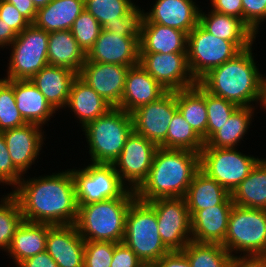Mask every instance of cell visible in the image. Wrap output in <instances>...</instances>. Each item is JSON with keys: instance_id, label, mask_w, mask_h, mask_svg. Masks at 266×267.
<instances>
[{"instance_id": "cell-1", "label": "cell", "mask_w": 266, "mask_h": 267, "mask_svg": "<svg viewBox=\"0 0 266 267\" xmlns=\"http://www.w3.org/2000/svg\"><path fill=\"white\" fill-rule=\"evenodd\" d=\"M24 179L10 193L18 201L25 221L52 226L76 223L78 204L70 169Z\"/></svg>"}, {"instance_id": "cell-2", "label": "cell", "mask_w": 266, "mask_h": 267, "mask_svg": "<svg viewBox=\"0 0 266 267\" xmlns=\"http://www.w3.org/2000/svg\"><path fill=\"white\" fill-rule=\"evenodd\" d=\"M199 169V153L159 147L147 178L135 190L136 198L149 202L158 198L185 197Z\"/></svg>"}, {"instance_id": "cell-3", "label": "cell", "mask_w": 266, "mask_h": 267, "mask_svg": "<svg viewBox=\"0 0 266 267\" xmlns=\"http://www.w3.org/2000/svg\"><path fill=\"white\" fill-rule=\"evenodd\" d=\"M254 60L250 46L221 66L211 69L198 83L210 94L238 107H254L251 103L259 101L263 75Z\"/></svg>"}, {"instance_id": "cell-4", "label": "cell", "mask_w": 266, "mask_h": 267, "mask_svg": "<svg viewBox=\"0 0 266 267\" xmlns=\"http://www.w3.org/2000/svg\"><path fill=\"white\" fill-rule=\"evenodd\" d=\"M136 199L135 190L127 189L120 197L78 205L75 223L85 241L121 243L125 233L126 214Z\"/></svg>"}, {"instance_id": "cell-5", "label": "cell", "mask_w": 266, "mask_h": 267, "mask_svg": "<svg viewBox=\"0 0 266 267\" xmlns=\"http://www.w3.org/2000/svg\"><path fill=\"white\" fill-rule=\"evenodd\" d=\"M82 131L89 145L90 163L113 164L134 131L132 116L121 108L112 107Z\"/></svg>"}, {"instance_id": "cell-6", "label": "cell", "mask_w": 266, "mask_h": 267, "mask_svg": "<svg viewBox=\"0 0 266 267\" xmlns=\"http://www.w3.org/2000/svg\"><path fill=\"white\" fill-rule=\"evenodd\" d=\"M142 262L156 263L170 250L164 245L158 232L154 208L148 203L135 199L126 214L123 241Z\"/></svg>"}, {"instance_id": "cell-7", "label": "cell", "mask_w": 266, "mask_h": 267, "mask_svg": "<svg viewBox=\"0 0 266 267\" xmlns=\"http://www.w3.org/2000/svg\"><path fill=\"white\" fill-rule=\"evenodd\" d=\"M253 43H232L212 35L199 23L188 33L187 60L198 82L211 69L221 66Z\"/></svg>"}, {"instance_id": "cell-8", "label": "cell", "mask_w": 266, "mask_h": 267, "mask_svg": "<svg viewBox=\"0 0 266 267\" xmlns=\"http://www.w3.org/2000/svg\"><path fill=\"white\" fill-rule=\"evenodd\" d=\"M223 246L232 257L233 252L266 254V210L233 204Z\"/></svg>"}, {"instance_id": "cell-9", "label": "cell", "mask_w": 266, "mask_h": 267, "mask_svg": "<svg viewBox=\"0 0 266 267\" xmlns=\"http://www.w3.org/2000/svg\"><path fill=\"white\" fill-rule=\"evenodd\" d=\"M48 38L49 33L30 24L16 39L11 46V56L4 79L30 80L42 68L48 64Z\"/></svg>"}, {"instance_id": "cell-10", "label": "cell", "mask_w": 266, "mask_h": 267, "mask_svg": "<svg viewBox=\"0 0 266 267\" xmlns=\"http://www.w3.org/2000/svg\"><path fill=\"white\" fill-rule=\"evenodd\" d=\"M236 149L203 147L200 152V169L230 194L260 160L258 157L243 155Z\"/></svg>"}, {"instance_id": "cell-11", "label": "cell", "mask_w": 266, "mask_h": 267, "mask_svg": "<svg viewBox=\"0 0 266 267\" xmlns=\"http://www.w3.org/2000/svg\"><path fill=\"white\" fill-rule=\"evenodd\" d=\"M70 170L78 205L118 198L128 189L113 164L91 163L83 169Z\"/></svg>"}, {"instance_id": "cell-12", "label": "cell", "mask_w": 266, "mask_h": 267, "mask_svg": "<svg viewBox=\"0 0 266 267\" xmlns=\"http://www.w3.org/2000/svg\"><path fill=\"white\" fill-rule=\"evenodd\" d=\"M148 203L156 212L164 245L170 251H182L192 241L191 216L185 197L158 198Z\"/></svg>"}, {"instance_id": "cell-13", "label": "cell", "mask_w": 266, "mask_h": 267, "mask_svg": "<svg viewBox=\"0 0 266 267\" xmlns=\"http://www.w3.org/2000/svg\"><path fill=\"white\" fill-rule=\"evenodd\" d=\"M158 148L156 144L134 131L127 138L113 165L120 180L129 189L136 190L147 178Z\"/></svg>"}, {"instance_id": "cell-14", "label": "cell", "mask_w": 266, "mask_h": 267, "mask_svg": "<svg viewBox=\"0 0 266 267\" xmlns=\"http://www.w3.org/2000/svg\"><path fill=\"white\" fill-rule=\"evenodd\" d=\"M176 111V91H168L159 100L131 113L134 132L165 149L169 124Z\"/></svg>"}, {"instance_id": "cell-15", "label": "cell", "mask_w": 266, "mask_h": 267, "mask_svg": "<svg viewBox=\"0 0 266 267\" xmlns=\"http://www.w3.org/2000/svg\"><path fill=\"white\" fill-rule=\"evenodd\" d=\"M139 63L167 91L188 89L197 83L187 53H140Z\"/></svg>"}, {"instance_id": "cell-16", "label": "cell", "mask_w": 266, "mask_h": 267, "mask_svg": "<svg viewBox=\"0 0 266 267\" xmlns=\"http://www.w3.org/2000/svg\"><path fill=\"white\" fill-rule=\"evenodd\" d=\"M129 68V66L86 60L77 76L112 107H118Z\"/></svg>"}, {"instance_id": "cell-17", "label": "cell", "mask_w": 266, "mask_h": 267, "mask_svg": "<svg viewBox=\"0 0 266 267\" xmlns=\"http://www.w3.org/2000/svg\"><path fill=\"white\" fill-rule=\"evenodd\" d=\"M139 41L132 36H121L101 30L95 44L86 53V60L132 67L139 64Z\"/></svg>"}, {"instance_id": "cell-18", "label": "cell", "mask_w": 266, "mask_h": 267, "mask_svg": "<svg viewBox=\"0 0 266 267\" xmlns=\"http://www.w3.org/2000/svg\"><path fill=\"white\" fill-rule=\"evenodd\" d=\"M46 251L59 267H84L85 240L75 224L51 226Z\"/></svg>"}, {"instance_id": "cell-19", "label": "cell", "mask_w": 266, "mask_h": 267, "mask_svg": "<svg viewBox=\"0 0 266 267\" xmlns=\"http://www.w3.org/2000/svg\"><path fill=\"white\" fill-rule=\"evenodd\" d=\"M43 127L27 123L23 126L3 131L4 139L8 147L14 166L22 173L35 163L43 146Z\"/></svg>"}, {"instance_id": "cell-20", "label": "cell", "mask_w": 266, "mask_h": 267, "mask_svg": "<svg viewBox=\"0 0 266 267\" xmlns=\"http://www.w3.org/2000/svg\"><path fill=\"white\" fill-rule=\"evenodd\" d=\"M233 204L230 195L222 204L197 210L191 216L192 241L223 245Z\"/></svg>"}, {"instance_id": "cell-21", "label": "cell", "mask_w": 266, "mask_h": 267, "mask_svg": "<svg viewBox=\"0 0 266 267\" xmlns=\"http://www.w3.org/2000/svg\"><path fill=\"white\" fill-rule=\"evenodd\" d=\"M167 92L139 63L130 67L127 72L118 108L131 114L137 108L159 100Z\"/></svg>"}, {"instance_id": "cell-22", "label": "cell", "mask_w": 266, "mask_h": 267, "mask_svg": "<svg viewBox=\"0 0 266 267\" xmlns=\"http://www.w3.org/2000/svg\"><path fill=\"white\" fill-rule=\"evenodd\" d=\"M193 0H156L145 13L144 23H157L187 34L199 22V9Z\"/></svg>"}, {"instance_id": "cell-23", "label": "cell", "mask_w": 266, "mask_h": 267, "mask_svg": "<svg viewBox=\"0 0 266 267\" xmlns=\"http://www.w3.org/2000/svg\"><path fill=\"white\" fill-rule=\"evenodd\" d=\"M5 80L14 88L16 106L27 123L42 127L56 113V110L30 80Z\"/></svg>"}, {"instance_id": "cell-24", "label": "cell", "mask_w": 266, "mask_h": 267, "mask_svg": "<svg viewBox=\"0 0 266 267\" xmlns=\"http://www.w3.org/2000/svg\"><path fill=\"white\" fill-rule=\"evenodd\" d=\"M77 74L67 68L47 65L35 74L30 81L44 95L50 105L58 111L65 108L70 87Z\"/></svg>"}, {"instance_id": "cell-25", "label": "cell", "mask_w": 266, "mask_h": 267, "mask_svg": "<svg viewBox=\"0 0 266 267\" xmlns=\"http://www.w3.org/2000/svg\"><path fill=\"white\" fill-rule=\"evenodd\" d=\"M66 107L74 112L82 124V129L112 108L104 98L78 76L71 84Z\"/></svg>"}, {"instance_id": "cell-26", "label": "cell", "mask_w": 266, "mask_h": 267, "mask_svg": "<svg viewBox=\"0 0 266 267\" xmlns=\"http://www.w3.org/2000/svg\"><path fill=\"white\" fill-rule=\"evenodd\" d=\"M186 32L157 23H143L140 53H187Z\"/></svg>"}, {"instance_id": "cell-27", "label": "cell", "mask_w": 266, "mask_h": 267, "mask_svg": "<svg viewBox=\"0 0 266 267\" xmlns=\"http://www.w3.org/2000/svg\"><path fill=\"white\" fill-rule=\"evenodd\" d=\"M84 10V0H51L37 9L33 24L48 33L70 30Z\"/></svg>"}, {"instance_id": "cell-28", "label": "cell", "mask_w": 266, "mask_h": 267, "mask_svg": "<svg viewBox=\"0 0 266 267\" xmlns=\"http://www.w3.org/2000/svg\"><path fill=\"white\" fill-rule=\"evenodd\" d=\"M48 64L67 68L77 75L86 61V53L70 30L49 33Z\"/></svg>"}, {"instance_id": "cell-29", "label": "cell", "mask_w": 266, "mask_h": 267, "mask_svg": "<svg viewBox=\"0 0 266 267\" xmlns=\"http://www.w3.org/2000/svg\"><path fill=\"white\" fill-rule=\"evenodd\" d=\"M51 226L25 220L20 224L6 251L17 266L25 259L46 251L47 233Z\"/></svg>"}, {"instance_id": "cell-30", "label": "cell", "mask_w": 266, "mask_h": 267, "mask_svg": "<svg viewBox=\"0 0 266 267\" xmlns=\"http://www.w3.org/2000/svg\"><path fill=\"white\" fill-rule=\"evenodd\" d=\"M206 31L232 43H253L256 34L242 20L213 10L205 14L199 11V22Z\"/></svg>"}, {"instance_id": "cell-31", "label": "cell", "mask_w": 266, "mask_h": 267, "mask_svg": "<svg viewBox=\"0 0 266 267\" xmlns=\"http://www.w3.org/2000/svg\"><path fill=\"white\" fill-rule=\"evenodd\" d=\"M176 103L177 110L205 143L208 122L205 89L197 82L191 88L176 90Z\"/></svg>"}, {"instance_id": "cell-32", "label": "cell", "mask_w": 266, "mask_h": 267, "mask_svg": "<svg viewBox=\"0 0 266 267\" xmlns=\"http://www.w3.org/2000/svg\"><path fill=\"white\" fill-rule=\"evenodd\" d=\"M231 194L213 178L199 169L185 195L190 216L197 210L222 204Z\"/></svg>"}, {"instance_id": "cell-33", "label": "cell", "mask_w": 266, "mask_h": 267, "mask_svg": "<svg viewBox=\"0 0 266 267\" xmlns=\"http://www.w3.org/2000/svg\"><path fill=\"white\" fill-rule=\"evenodd\" d=\"M231 197L234 205L266 210V159L260 158Z\"/></svg>"}, {"instance_id": "cell-34", "label": "cell", "mask_w": 266, "mask_h": 267, "mask_svg": "<svg viewBox=\"0 0 266 267\" xmlns=\"http://www.w3.org/2000/svg\"><path fill=\"white\" fill-rule=\"evenodd\" d=\"M255 107H238L204 144V147L235 148L246 134L254 116ZM237 145V146H236Z\"/></svg>"}, {"instance_id": "cell-35", "label": "cell", "mask_w": 266, "mask_h": 267, "mask_svg": "<svg viewBox=\"0 0 266 267\" xmlns=\"http://www.w3.org/2000/svg\"><path fill=\"white\" fill-rule=\"evenodd\" d=\"M191 267H230L232 255L222 244L190 241L182 250Z\"/></svg>"}, {"instance_id": "cell-36", "label": "cell", "mask_w": 266, "mask_h": 267, "mask_svg": "<svg viewBox=\"0 0 266 267\" xmlns=\"http://www.w3.org/2000/svg\"><path fill=\"white\" fill-rule=\"evenodd\" d=\"M204 144V140L177 110L169 124L165 149L188 150L200 154Z\"/></svg>"}, {"instance_id": "cell-37", "label": "cell", "mask_w": 266, "mask_h": 267, "mask_svg": "<svg viewBox=\"0 0 266 267\" xmlns=\"http://www.w3.org/2000/svg\"><path fill=\"white\" fill-rule=\"evenodd\" d=\"M0 203V249L7 251L24 219L18 201L11 193H7Z\"/></svg>"}, {"instance_id": "cell-38", "label": "cell", "mask_w": 266, "mask_h": 267, "mask_svg": "<svg viewBox=\"0 0 266 267\" xmlns=\"http://www.w3.org/2000/svg\"><path fill=\"white\" fill-rule=\"evenodd\" d=\"M132 0H84V9L92 14L102 26L115 22L134 6Z\"/></svg>"}, {"instance_id": "cell-39", "label": "cell", "mask_w": 266, "mask_h": 267, "mask_svg": "<svg viewBox=\"0 0 266 267\" xmlns=\"http://www.w3.org/2000/svg\"><path fill=\"white\" fill-rule=\"evenodd\" d=\"M27 124L19 112L14 97V88L0 80V132Z\"/></svg>"}, {"instance_id": "cell-40", "label": "cell", "mask_w": 266, "mask_h": 267, "mask_svg": "<svg viewBox=\"0 0 266 267\" xmlns=\"http://www.w3.org/2000/svg\"><path fill=\"white\" fill-rule=\"evenodd\" d=\"M205 104L207 107V140L228 121L238 106L224 98L210 94L205 90Z\"/></svg>"}, {"instance_id": "cell-41", "label": "cell", "mask_w": 266, "mask_h": 267, "mask_svg": "<svg viewBox=\"0 0 266 267\" xmlns=\"http://www.w3.org/2000/svg\"><path fill=\"white\" fill-rule=\"evenodd\" d=\"M143 11L138 5H134L123 17L117 18V21L104 23L102 30L121 36H132L140 42L145 19V12Z\"/></svg>"}, {"instance_id": "cell-42", "label": "cell", "mask_w": 266, "mask_h": 267, "mask_svg": "<svg viewBox=\"0 0 266 267\" xmlns=\"http://www.w3.org/2000/svg\"><path fill=\"white\" fill-rule=\"evenodd\" d=\"M102 30V26L96 18L85 9L74 21L70 31L77 40L79 46L87 53L95 44Z\"/></svg>"}, {"instance_id": "cell-43", "label": "cell", "mask_w": 266, "mask_h": 267, "mask_svg": "<svg viewBox=\"0 0 266 267\" xmlns=\"http://www.w3.org/2000/svg\"><path fill=\"white\" fill-rule=\"evenodd\" d=\"M114 242L85 241L84 267H110Z\"/></svg>"}, {"instance_id": "cell-44", "label": "cell", "mask_w": 266, "mask_h": 267, "mask_svg": "<svg viewBox=\"0 0 266 267\" xmlns=\"http://www.w3.org/2000/svg\"><path fill=\"white\" fill-rule=\"evenodd\" d=\"M24 176L13 164L3 132H0V183L13 185V188Z\"/></svg>"}, {"instance_id": "cell-45", "label": "cell", "mask_w": 266, "mask_h": 267, "mask_svg": "<svg viewBox=\"0 0 266 267\" xmlns=\"http://www.w3.org/2000/svg\"><path fill=\"white\" fill-rule=\"evenodd\" d=\"M243 21L257 35L259 24L266 20V0H242Z\"/></svg>"}, {"instance_id": "cell-46", "label": "cell", "mask_w": 266, "mask_h": 267, "mask_svg": "<svg viewBox=\"0 0 266 267\" xmlns=\"http://www.w3.org/2000/svg\"><path fill=\"white\" fill-rule=\"evenodd\" d=\"M0 19L5 21L17 35L31 24L13 4L6 0L0 1Z\"/></svg>"}, {"instance_id": "cell-47", "label": "cell", "mask_w": 266, "mask_h": 267, "mask_svg": "<svg viewBox=\"0 0 266 267\" xmlns=\"http://www.w3.org/2000/svg\"><path fill=\"white\" fill-rule=\"evenodd\" d=\"M142 261L124 242L114 243V253L110 267H138Z\"/></svg>"}, {"instance_id": "cell-48", "label": "cell", "mask_w": 266, "mask_h": 267, "mask_svg": "<svg viewBox=\"0 0 266 267\" xmlns=\"http://www.w3.org/2000/svg\"><path fill=\"white\" fill-rule=\"evenodd\" d=\"M211 10L243 20L242 0H210Z\"/></svg>"}, {"instance_id": "cell-49", "label": "cell", "mask_w": 266, "mask_h": 267, "mask_svg": "<svg viewBox=\"0 0 266 267\" xmlns=\"http://www.w3.org/2000/svg\"><path fill=\"white\" fill-rule=\"evenodd\" d=\"M155 264L157 267H191L188 258L182 251H170Z\"/></svg>"}, {"instance_id": "cell-50", "label": "cell", "mask_w": 266, "mask_h": 267, "mask_svg": "<svg viewBox=\"0 0 266 267\" xmlns=\"http://www.w3.org/2000/svg\"><path fill=\"white\" fill-rule=\"evenodd\" d=\"M230 267H266V254L234 255Z\"/></svg>"}, {"instance_id": "cell-51", "label": "cell", "mask_w": 266, "mask_h": 267, "mask_svg": "<svg viewBox=\"0 0 266 267\" xmlns=\"http://www.w3.org/2000/svg\"><path fill=\"white\" fill-rule=\"evenodd\" d=\"M17 267H59L47 251L36 254L22 261Z\"/></svg>"}, {"instance_id": "cell-52", "label": "cell", "mask_w": 266, "mask_h": 267, "mask_svg": "<svg viewBox=\"0 0 266 267\" xmlns=\"http://www.w3.org/2000/svg\"><path fill=\"white\" fill-rule=\"evenodd\" d=\"M7 2L13 4L18 11L24 16L31 24H33L37 9L33 5L32 0H6Z\"/></svg>"}, {"instance_id": "cell-53", "label": "cell", "mask_w": 266, "mask_h": 267, "mask_svg": "<svg viewBox=\"0 0 266 267\" xmlns=\"http://www.w3.org/2000/svg\"><path fill=\"white\" fill-rule=\"evenodd\" d=\"M17 37V34L12 30V28L5 23V21L0 19V47L8 48Z\"/></svg>"}, {"instance_id": "cell-54", "label": "cell", "mask_w": 266, "mask_h": 267, "mask_svg": "<svg viewBox=\"0 0 266 267\" xmlns=\"http://www.w3.org/2000/svg\"><path fill=\"white\" fill-rule=\"evenodd\" d=\"M260 106L266 109V76H262L261 83H260V96H259Z\"/></svg>"}, {"instance_id": "cell-55", "label": "cell", "mask_w": 266, "mask_h": 267, "mask_svg": "<svg viewBox=\"0 0 266 267\" xmlns=\"http://www.w3.org/2000/svg\"><path fill=\"white\" fill-rule=\"evenodd\" d=\"M51 0H32L36 9L46 6Z\"/></svg>"}, {"instance_id": "cell-56", "label": "cell", "mask_w": 266, "mask_h": 267, "mask_svg": "<svg viewBox=\"0 0 266 267\" xmlns=\"http://www.w3.org/2000/svg\"><path fill=\"white\" fill-rule=\"evenodd\" d=\"M138 267H157L154 262H141Z\"/></svg>"}]
</instances>
